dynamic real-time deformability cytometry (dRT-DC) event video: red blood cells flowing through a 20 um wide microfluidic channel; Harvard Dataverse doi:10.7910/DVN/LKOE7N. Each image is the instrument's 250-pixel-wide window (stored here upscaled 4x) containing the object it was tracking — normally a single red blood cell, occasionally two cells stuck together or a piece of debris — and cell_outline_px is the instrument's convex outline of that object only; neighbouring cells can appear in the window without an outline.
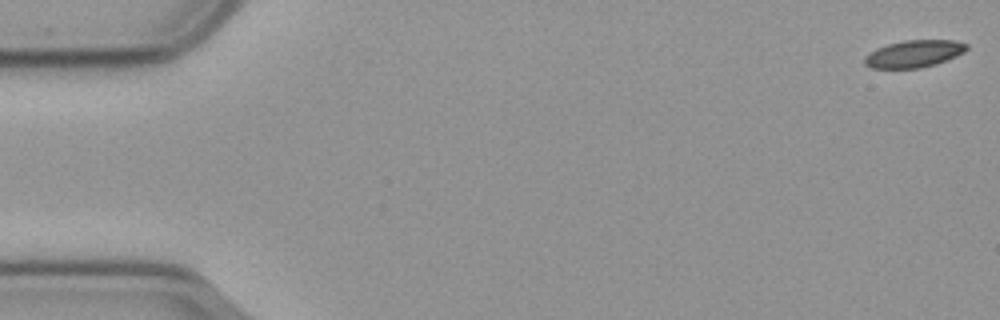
{"species": "common noctule bat (a hibernating species)", "species_latin": "Nyctalus noctula", "temperature_condition": "cold", "stored_images_in_passage": 52, "camera_frame_rate_fps": 3000, "um_per_image_px": 0.085, "animal": {"sex": "male", "body_mass_g": 23.1, "forearm_length_mm": 52.7}, "frame": {"image": 1, "passage_image": 1, "time_ms": 0.0, "image_size_px": [1000, 320], "cell_outline_px": [[968, 48], [964, 52], [956, 56], [936, 64], [920, 68], [872, 68], [864, 64], [864, 56], [876, 48], [888, 44], [904, 40], [956, 40], [968, 44]], "centroid_in_image_um": [77.69, 4.56], "position_along_channel_um": 7.3, "area_um2": 16.24}}
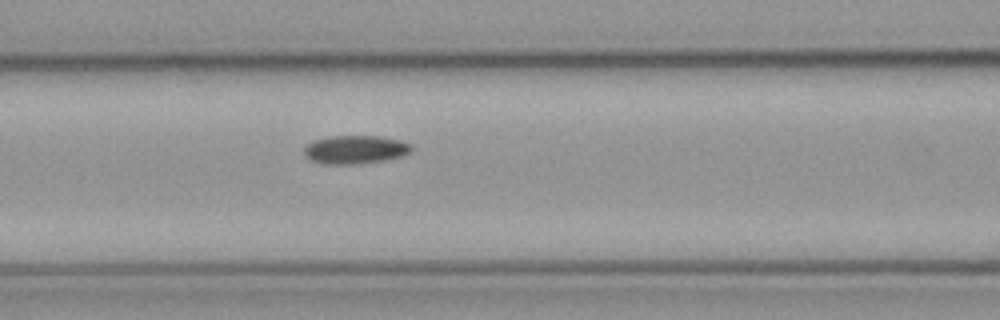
{"frame": {"image": 2, "passage_image": 24, "time_ms": 7.667, "image_size_px": [1000, 320], "cell_outline_px": [[412, 152], [404, 156], [384, 160], [352, 164], [324, 164], [312, 160], [304, 156], [304, 148], [312, 140], [328, 136], [380, 136], [400, 140], [412, 144]], "centroid_in_image_um": [30.21, 12.7], "position_along_channel_um": 136.4, "area_um2": 17.92}}
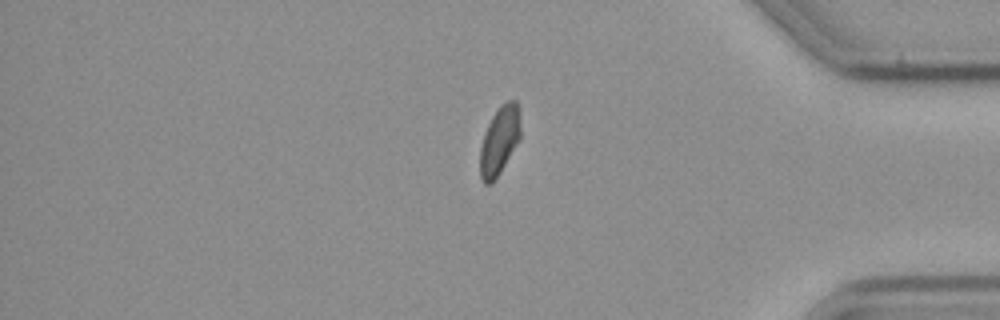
{"frame": {"image": 3, "passage_image": 48, "time_ms": 15.667, "image_size_px": [1000, 320], "cell_outline_px": [[520, 140], [500, 172], [492, 184], [484, 184], [480, 176], [480, 148], [484, 132], [492, 116], [500, 104], [508, 100], [516, 100], [520, 108]], "centroid_in_image_um": [42.47, 11.92], "position_along_channel_um": 392.7, "area_um2": 16.42}}